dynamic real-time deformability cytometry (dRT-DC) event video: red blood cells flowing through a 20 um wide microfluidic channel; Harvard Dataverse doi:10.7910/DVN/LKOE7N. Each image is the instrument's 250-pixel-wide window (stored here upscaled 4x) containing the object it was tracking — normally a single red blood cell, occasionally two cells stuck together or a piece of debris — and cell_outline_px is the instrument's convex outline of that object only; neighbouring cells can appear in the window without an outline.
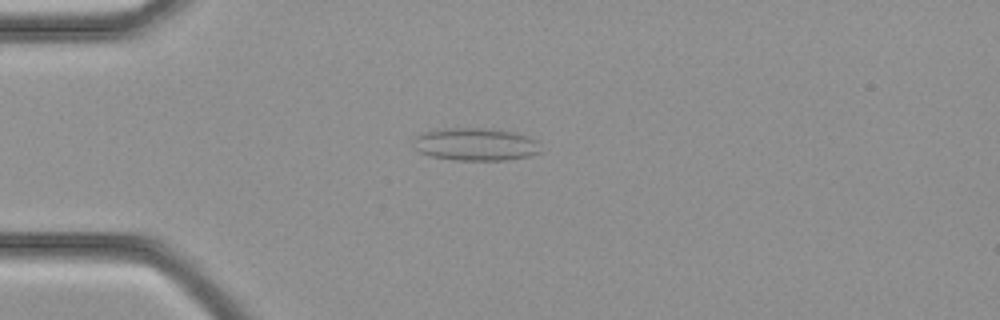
{"species": "common noctule bat (a hibernating species)", "species_latin": "Nyctalus noctula", "temperature_condition": "cold", "stored_images_in_passage": 36, "camera_frame_rate_fps": 3000, "um_per_image_px": 0.085, "animal": {"sex": "female", "body_mass_g": 21.9}, "frame": {"image": 1, "passage_image": 9, "time_ms": 2.667, "image_size_px": [1000, 320], "cell_outline_px": [[540, 152], [532, 156], [508, 160], [452, 160], [432, 156], [420, 152], [416, 148], [412, 140], [412, 136], [436, 128], [488, 128], [512, 132], [528, 136], [536, 140]], "centroid_in_image_um": [40.38, 12.26], "position_along_channel_um": 44.6, "area_um2": 24.51}}
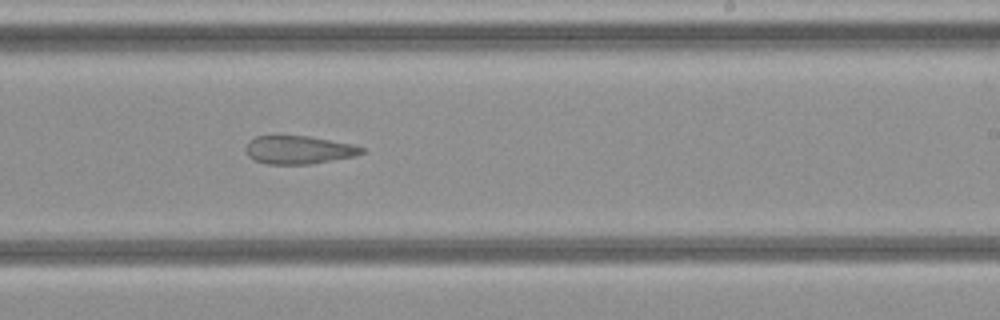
{"frame": {"image": 2, "passage_image": 22, "time_ms": 7.0, "image_size_px": [1000, 320], "cell_outline_px": [[364, 152], [352, 156], [308, 164], [268, 164], [252, 160], [248, 156], [244, 148], [248, 140], [256, 136], [308, 136], [352, 144], [364, 148]], "centroid_in_image_um": [25.3, 12.73], "position_along_channel_um": 263.7, "area_um2": 18.9}}
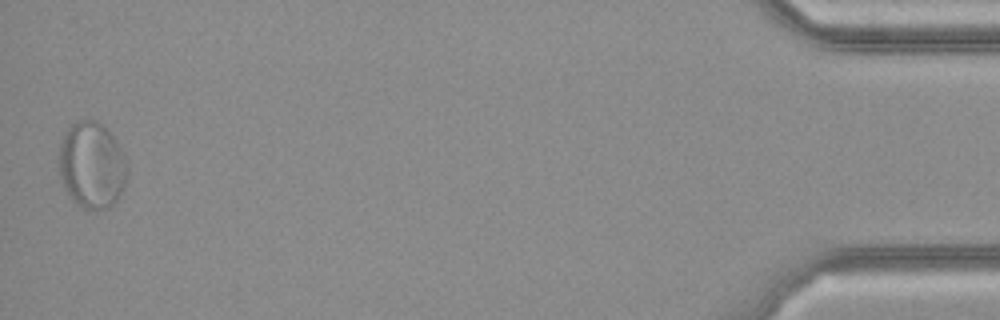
{"frame": {"image": 3, "passage_image": 36, "time_ms": 11.667, "image_size_px": [1000, 320], "cell_outline_px": [[128, 176], [116, 200], [108, 208], [84, 208], [72, 200], [64, 188], [60, 176], [60, 144], [68, 128], [76, 120], [96, 120], [108, 128], [120, 148], [128, 164]], "centroid_in_image_um": [7.82, 14.01], "position_along_channel_um": 427.4, "area_um2": 34.22}}